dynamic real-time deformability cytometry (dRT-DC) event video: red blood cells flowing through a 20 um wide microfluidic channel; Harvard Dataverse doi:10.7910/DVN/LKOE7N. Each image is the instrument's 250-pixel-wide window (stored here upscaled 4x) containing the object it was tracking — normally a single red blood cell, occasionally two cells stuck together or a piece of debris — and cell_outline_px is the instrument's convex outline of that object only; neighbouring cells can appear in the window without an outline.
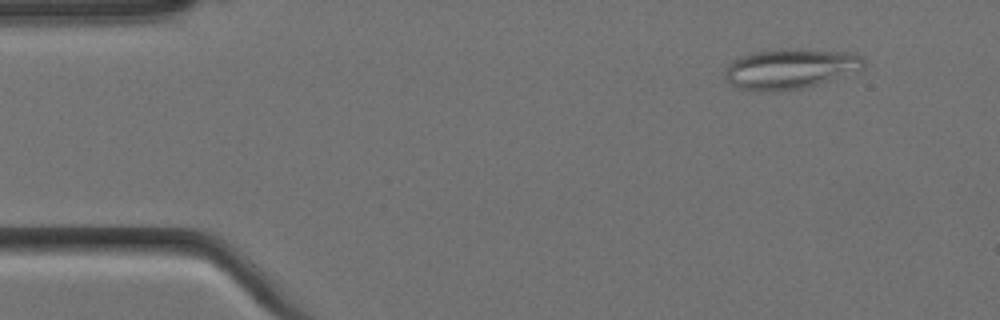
{"species": "Egyptian fruit bat (a non-hibernating species)", "species_latin": "Rousettus aegyptiacus", "temperature_condition": "cold", "stored_images_in_passage": 6, "camera_frame_rate_fps": 3000, "um_per_image_px": 0.085, "animal": {"sex": "female"}, "frame": {"image": 1, "passage_image": 2, "time_ms": 0.333, "image_size_px": [1000, 320], "cell_outline_px": [[864, 68], [816, 84], [800, 88], [776, 92], [768, 92], [736, 88], [728, 84], [724, 76], [724, 72], [728, 64], [732, 60], [740, 56], [752, 52], [784, 48], [800, 48], [852, 52], [864, 56]], "centroid_in_image_um": [67.12, 5.83], "position_along_channel_um": 17.9, "area_um2": 32.95}}